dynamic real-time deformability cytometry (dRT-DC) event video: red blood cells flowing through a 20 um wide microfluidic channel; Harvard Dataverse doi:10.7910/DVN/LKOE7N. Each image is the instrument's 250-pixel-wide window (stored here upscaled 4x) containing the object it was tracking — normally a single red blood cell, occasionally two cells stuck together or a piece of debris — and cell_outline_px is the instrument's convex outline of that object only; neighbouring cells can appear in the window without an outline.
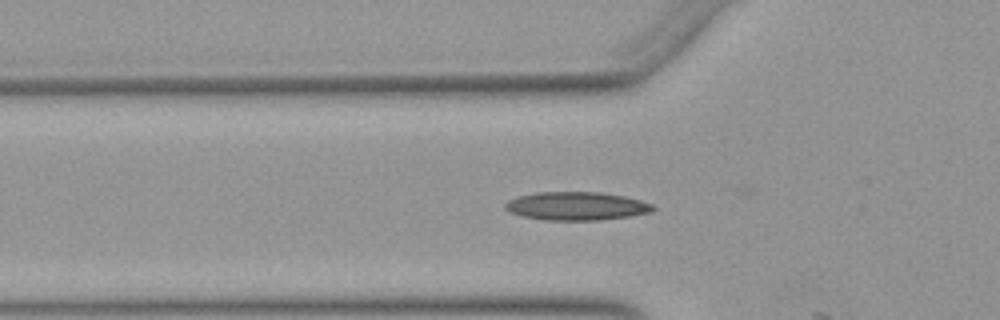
{"species": "Egyptian fruit bat (a non-hibernating species)", "species_latin": "Rousettus aegyptiacus", "temperature_condition": "warm", "stored_images_in_passage": 17, "camera_frame_rate_fps": 3000, "um_per_image_px": 0.085, "animal": {"sex": "female"}, "frame": {"image": 1, "passage_image": 16, "time_ms": 5.0, "image_size_px": [1000, 320], "cell_outline_px": [[656, 208], [652, 212], [628, 216], [600, 220], [544, 220], [520, 216], [508, 212], [504, 208], [504, 204], [508, 200], [516, 196], [536, 192], [600, 192], [624, 196], [640, 200], [652, 204]], "centroid_in_image_um": [48.95, 17.51], "position_along_channel_um": 76.9, "area_um2": 24.62}}